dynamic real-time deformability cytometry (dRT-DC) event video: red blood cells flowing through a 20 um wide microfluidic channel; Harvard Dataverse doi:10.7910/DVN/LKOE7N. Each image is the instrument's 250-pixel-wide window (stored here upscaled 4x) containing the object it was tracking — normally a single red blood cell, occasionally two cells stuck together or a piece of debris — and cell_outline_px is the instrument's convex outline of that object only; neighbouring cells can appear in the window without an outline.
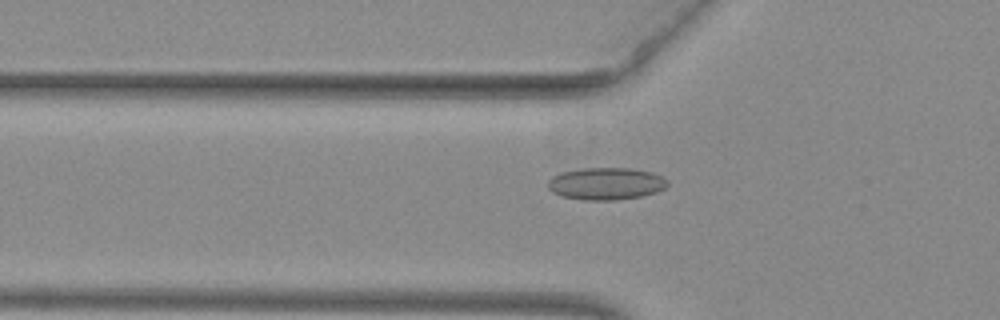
{"species": "common noctule bat (a hibernating species)", "species_latin": "Nyctalus noctula", "temperature_condition": "warm", "stored_images_in_passage": 53, "camera_frame_rate_fps": 3000, "um_per_image_px": 0.085, "animal": {"sex": "female", "body_mass_g": 29.2, "forearm_length_mm": 56.3}, "frame": {"image": 1, "passage_image": 19, "time_ms": 6.0, "image_size_px": [1000, 320], "cell_outline_px": [[668, 184], [664, 188], [656, 192], [640, 196], [616, 200], [584, 200], [564, 196], [552, 192], [548, 188], [548, 180], [552, 176], [560, 172], [580, 168], [628, 168], [652, 172], [668, 180]], "centroid_in_image_um": [51.49, 15.6], "position_along_channel_um": 74.3, "area_um2": 22.43}}
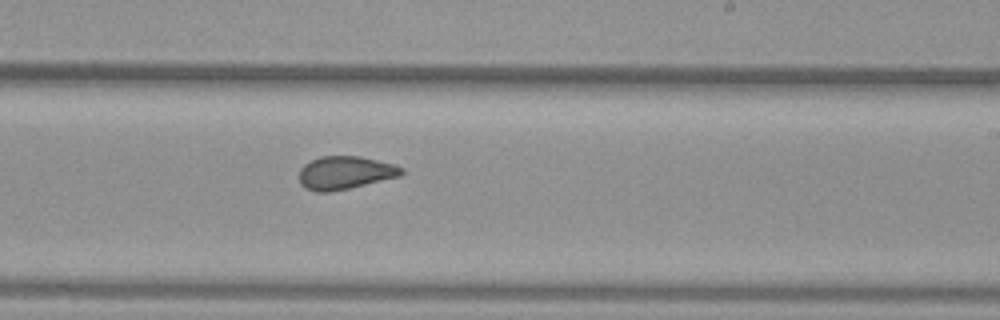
{"frame": {"image": 2, "passage_image": 33, "time_ms": 10.667, "image_size_px": [1000, 320], "cell_outline_px": [[404, 172], [400, 176], [348, 188], [328, 192], [316, 192], [304, 188], [300, 184], [300, 168], [304, 164], [320, 156], [360, 156], [396, 164], [404, 168]], "centroid_in_image_um": [29.34, 14.67], "position_along_channel_um": 259.7, "area_um2": 19.77}}
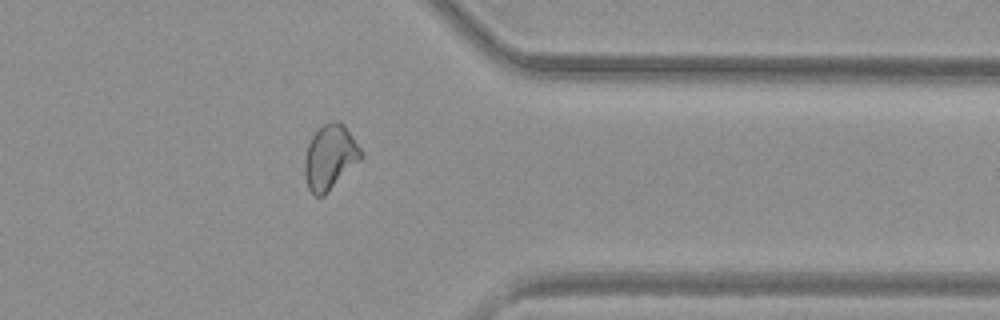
{"frame": {"image": 3, "passage_image": 43, "time_ms": 14.0, "image_size_px": [1000, 320], "cell_outline_px": [[364, 156], [324, 196], [316, 196], [308, 188], [304, 176], [304, 160], [308, 144], [312, 136], [324, 124], [340, 120], [344, 124], [364, 152]], "centroid_in_image_um": [28.06, 13.36], "position_along_channel_um": 383.3, "area_um2": 21.27}, "authors_computed_cell_mechanics": {"area_um2": 21.1548, "velocity_mm_per_s": 3.9635, "shape_relaxation_time_tau1_ms": null, "shape_relaxation_time_tau2_ms": 1.1461, "deformation_change_tau1": null, "deformation_change_tau2": 0.0557}}